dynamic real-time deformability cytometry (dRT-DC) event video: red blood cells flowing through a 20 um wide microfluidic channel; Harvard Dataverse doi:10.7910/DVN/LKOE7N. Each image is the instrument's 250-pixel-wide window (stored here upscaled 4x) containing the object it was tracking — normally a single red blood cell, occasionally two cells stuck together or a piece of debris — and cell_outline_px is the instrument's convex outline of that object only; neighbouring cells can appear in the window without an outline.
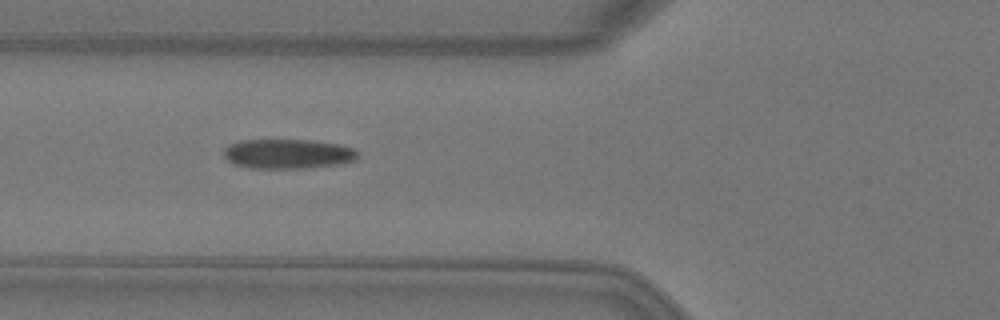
{"species": "Egyptian fruit bat (a non-hibernating species)", "species_latin": "Rousettus aegyptiacus", "temperature_condition": "warm", "stored_images_in_passage": 8, "camera_frame_rate_fps": 3000, "um_per_image_px": 0.085, "animal": {"sex": "female"}, "frame": {"image": 1, "passage_image": 6, "time_ms": 1.667, "image_size_px": [1000, 320], "cell_outline_px": [[356, 160], [340, 164], [304, 168], [248, 168], [232, 164], [224, 156], [224, 148], [228, 144], [240, 140], [312, 140], [336, 144], [352, 148], [356, 152]], "centroid_in_image_um": [24.4, 13.08], "position_along_channel_um": 101.4, "area_um2": 23.12}}